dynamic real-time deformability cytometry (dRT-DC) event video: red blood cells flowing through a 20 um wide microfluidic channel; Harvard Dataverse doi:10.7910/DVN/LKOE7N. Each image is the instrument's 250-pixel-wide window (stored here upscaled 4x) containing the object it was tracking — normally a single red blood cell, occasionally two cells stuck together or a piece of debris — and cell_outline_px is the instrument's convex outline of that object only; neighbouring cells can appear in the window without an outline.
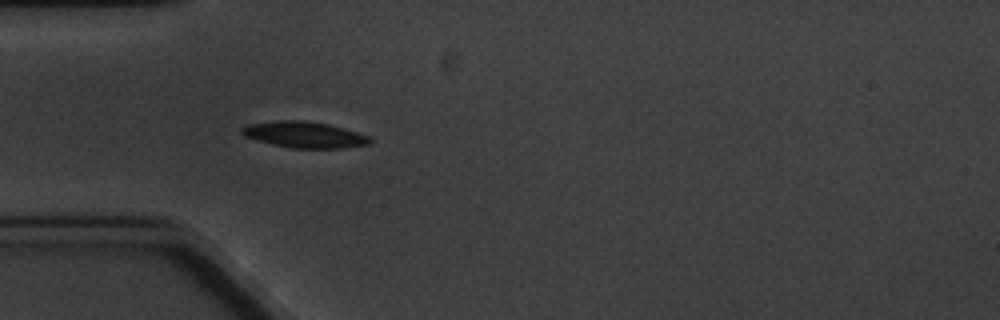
{"species": "common noctule bat (a hibernating species)", "species_latin": "Nyctalus noctula", "temperature_condition": "cold", "stored_images_in_passage": 6, "camera_frame_rate_fps": 3000, "um_per_image_px": 0.085, "animal": {"sex": "male", "body_mass_g": 20.1, "forearm_length_mm": 53.5}, "frame": {"image": 1, "passage_image": 6, "time_ms": 5.667, "image_size_px": [1000, 320], "cell_outline_px": [[372, 140], [368, 144], [344, 148], [292, 148], [272, 144], [256, 140], [244, 136], [240, 132], [240, 128], [248, 124], [280, 120], [304, 120], [328, 124], [344, 128], [368, 136]], "centroid_in_image_um": [25.83, 11.44], "position_along_channel_um": 59.2, "area_um2": 19.48}}